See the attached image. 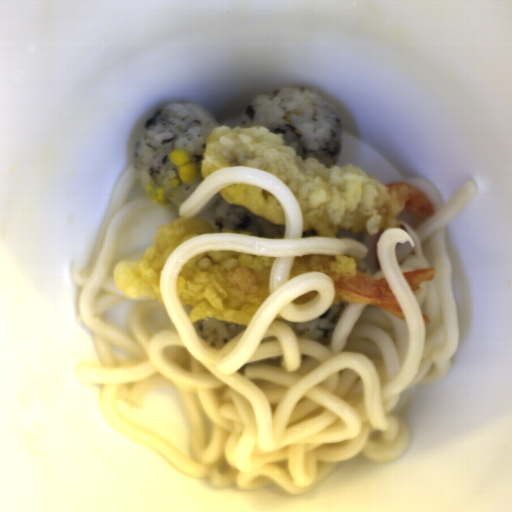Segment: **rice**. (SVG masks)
I'll return each mask as SVG.
<instances>
[{"label": "rice", "mask_w": 512, "mask_h": 512, "mask_svg": "<svg viewBox=\"0 0 512 512\" xmlns=\"http://www.w3.org/2000/svg\"><path fill=\"white\" fill-rule=\"evenodd\" d=\"M347 305L331 304L330 309L324 315L311 321L288 322L289 327L297 338L328 344Z\"/></svg>", "instance_id": "rice-4"}, {"label": "rice", "mask_w": 512, "mask_h": 512, "mask_svg": "<svg viewBox=\"0 0 512 512\" xmlns=\"http://www.w3.org/2000/svg\"><path fill=\"white\" fill-rule=\"evenodd\" d=\"M218 127L210 112L191 101L166 104L147 120L139 132L132 164L138 170L139 184L146 192L152 185L164 188L168 207L178 211L185 199L206 178L201 175V164L207 140ZM187 154L197 168L192 185H185L177 168L169 161L170 152Z\"/></svg>", "instance_id": "rice-1"}, {"label": "rice", "mask_w": 512, "mask_h": 512, "mask_svg": "<svg viewBox=\"0 0 512 512\" xmlns=\"http://www.w3.org/2000/svg\"><path fill=\"white\" fill-rule=\"evenodd\" d=\"M216 203L217 205L207 222L213 231L234 229L254 233L252 236L274 238L285 236L284 224H274L257 217L241 203L227 202L218 192L201 211L209 210Z\"/></svg>", "instance_id": "rice-3"}, {"label": "rice", "mask_w": 512, "mask_h": 512, "mask_svg": "<svg viewBox=\"0 0 512 512\" xmlns=\"http://www.w3.org/2000/svg\"><path fill=\"white\" fill-rule=\"evenodd\" d=\"M259 125L280 135L295 154L334 167L341 151V119L315 90L288 86L258 93L245 107L239 127Z\"/></svg>", "instance_id": "rice-2"}, {"label": "rice", "mask_w": 512, "mask_h": 512, "mask_svg": "<svg viewBox=\"0 0 512 512\" xmlns=\"http://www.w3.org/2000/svg\"><path fill=\"white\" fill-rule=\"evenodd\" d=\"M303 237H318V235L312 230H304L302 238Z\"/></svg>", "instance_id": "rice-6"}, {"label": "rice", "mask_w": 512, "mask_h": 512, "mask_svg": "<svg viewBox=\"0 0 512 512\" xmlns=\"http://www.w3.org/2000/svg\"><path fill=\"white\" fill-rule=\"evenodd\" d=\"M191 324L204 343L220 349L239 337L247 328L245 325L212 318Z\"/></svg>", "instance_id": "rice-5"}]
</instances>
